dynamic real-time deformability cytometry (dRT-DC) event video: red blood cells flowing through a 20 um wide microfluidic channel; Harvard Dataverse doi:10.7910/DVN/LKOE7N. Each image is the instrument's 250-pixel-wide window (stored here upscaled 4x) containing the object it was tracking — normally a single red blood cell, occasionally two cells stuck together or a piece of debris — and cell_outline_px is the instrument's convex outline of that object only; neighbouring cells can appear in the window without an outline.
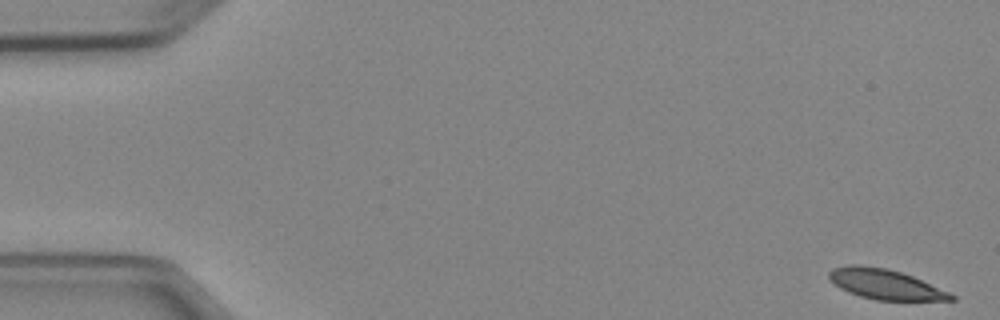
{"species": "Egyptian fruit bat (a non-hibernating species)", "species_latin": "Rousettus aegyptiacus", "temperature_condition": "cold", "stored_images_in_passage": 5, "camera_frame_rate_fps": 3000, "um_per_image_px": 0.085, "animal": {"sex": "female"}, "frame": {"image": 1, "passage_image": 1, "time_ms": 0.0, "image_size_px": [1000, 320], "cell_outline_px": [[956, 300], [876, 300], [860, 296], [848, 292], [840, 288], [828, 276], [828, 272], [832, 268], [848, 264], [860, 264], [888, 268], [912, 276], [948, 292], [956, 296]], "centroid_in_image_um": [75.21, 24.14], "position_along_channel_um": 9.8, "area_um2": 21.27}}
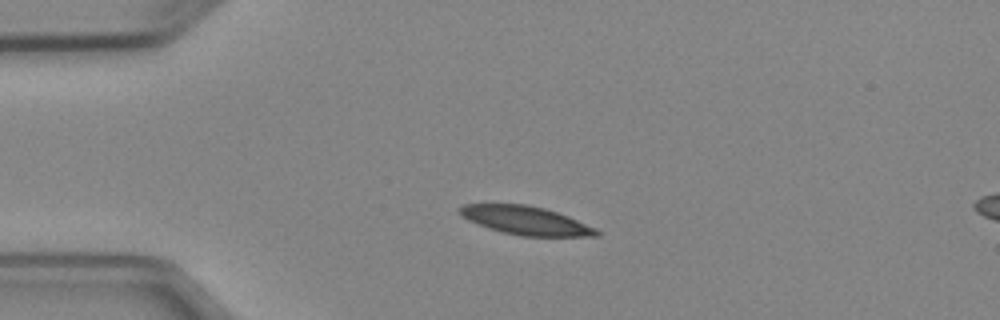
{"frame": {"image": 2, "passage_image": 4, "time_ms": 3.667, "image_size_px": [1000, 320], "cell_outline_px": [[600, 236], [520, 236], [488, 228], [468, 220], [460, 216], [456, 212], [456, 208], [464, 204], [528, 204], [544, 208], [568, 216], [596, 228], [600, 232]], "centroid_in_image_um": [44.64, 18.73], "position_along_channel_um": 40.4, "area_um2": 22.83}}